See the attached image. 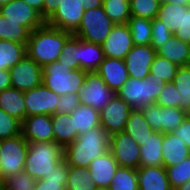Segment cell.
Returning <instances> with one entry per match:
<instances>
[{
    "instance_id": "9a60e30c",
    "label": "cell",
    "mask_w": 190,
    "mask_h": 190,
    "mask_svg": "<svg viewBox=\"0 0 190 190\" xmlns=\"http://www.w3.org/2000/svg\"><path fill=\"white\" fill-rule=\"evenodd\" d=\"M133 108L119 96H115L101 111L100 123L111 136L124 131L126 122Z\"/></svg>"
},
{
    "instance_id": "5bb4252c",
    "label": "cell",
    "mask_w": 190,
    "mask_h": 190,
    "mask_svg": "<svg viewBox=\"0 0 190 190\" xmlns=\"http://www.w3.org/2000/svg\"><path fill=\"white\" fill-rule=\"evenodd\" d=\"M0 14L7 20L26 27L30 32L46 23L40 13L30 7L24 0H12L0 6Z\"/></svg>"
},
{
    "instance_id": "52a82bcc",
    "label": "cell",
    "mask_w": 190,
    "mask_h": 190,
    "mask_svg": "<svg viewBox=\"0 0 190 190\" xmlns=\"http://www.w3.org/2000/svg\"><path fill=\"white\" fill-rule=\"evenodd\" d=\"M28 141L22 134L0 140V182L12 174L24 171Z\"/></svg>"
},
{
    "instance_id": "680465c9",
    "label": "cell",
    "mask_w": 190,
    "mask_h": 190,
    "mask_svg": "<svg viewBox=\"0 0 190 190\" xmlns=\"http://www.w3.org/2000/svg\"><path fill=\"white\" fill-rule=\"evenodd\" d=\"M12 0H0V6L11 2Z\"/></svg>"
},
{
    "instance_id": "7c38bea8",
    "label": "cell",
    "mask_w": 190,
    "mask_h": 190,
    "mask_svg": "<svg viewBox=\"0 0 190 190\" xmlns=\"http://www.w3.org/2000/svg\"><path fill=\"white\" fill-rule=\"evenodd\" d=\"M84 12V3L80 0H62L46 24L74 34L80 25Z\"/></svg>"
},
{
    "instance_id": "8d00e7d4",
    "label": "cell",
    "mask_w": 190,
    "mask_h": 190,
    "mask_svg": "<svg viewBox=\"0 0 190 190\" xmlns=\"http://www.w3.org/2000/svg\"><path fill=\"white\" fill-rule=\"evenodd\" d=\"M109 190H139L137 169L118 167Z\"/></svg>"
},
{
    "instance_id": "4dcf8cb0",
    "label": "cell",
    "mask_w": 190,
    "mask_h": 190,
    "mask_svg": "<svg viewBox=\"0 0 190 190\" xmlns=\"http://www.w3.org/2000/svg\"><path fill=\"white\" fill-rule=\"evenodd\" d=\"M74 119L75 128H77L78 135L87 132L89 129H94L101 125L100 112L93 109L91 106L80 105L71 113Z\"/></svg>"
},
{
    "instance_id": "e575fe53",
    "label": "cell",
    "mask_w": 190,
    "mask_h": 190,
    "mask_svg": "<svg viewBox=\"0 0 190 190\" xmlns=\"http://www.w3.org/2000/svg\"><path fill=\"white\" fill-rule=\"evenodd\" d=\"M88 168L68 166L66 190H95Z\"/></svg>"
},
{
    "instance_id": "7a4b0ae2",
    "label": "cell",
    "mask_w": 190,
    "mask_h": 190,
    "mask_svg": "<svg viewBox=\"0 0 190 190\" xmlns=\"http://www.w3.org/2000/svg\"><path fill=\"white\" fill-rule=\"evenodd\" d=\"M72 33L46 23L30 33L26 54L40 67L58 61L66 40Z\"/></svg>"
},
{
    "instance_id": "9c48e42d",
    "label": "cell",
    "mask_w": 190,
    "mask_h": 190,
    "mask_svg": "<svg viewBox=\"0 0 190 190\" xmlns=\"http://www.w3.org/2000/svg\"><path fill=\"white\" fill-rule=\"evenodd\" d=\"M141 111L151 128L162 133H172L188 115L181 108L161 107L156 104L143 107Z\"/></svg>"
},
{
    "instance_id": "60d3db41",
    "label": "cell",
    "mask_w": 190,
    "mask_h": 190,
    "mask_svg": "<svg viewBox=\"0 0 190 190\" xmlns=\"http://www.w3.org/2000/svg\"><path fill=\"white\" fill-rule=\"evenodd\" d=\"M36 180L25 171L12 174L0 182L3 190H33Z\"/></svg>"
},
{
    "instance_id": "7402d4cb",
    "label": "cell",
    "mask_w": 190,
    "mask_h": 190,
    "mask_svg": "<svg viewBox=\"0 0 190 190\" xmlns=\"http://www.w3.org/2000/svg\"><path fill=\"white\" fill-rule=\"evenodd\" d=\"M190 156V149L185 141L173 133H164L162 143L163 167H170L179 164Z\"/></svg>"
},
{
    "instance_id": "ba28073f",
    "label": "cell",
    "mask_w": 190,
    "mask_h": 190,
    "mask_svg": "<svg viewBox=\"0 0 190 190\" xmlns=\"http://www.w3.org/2000/svg\"><path fill=\"white\" fill-rule=\"evenodd\" d=\"M102 77L96 72H87L83 87L79 92L80 103L91 106L99 112L116 96Z\"/></svg>"
},
{
    "instance_id": "4fadbf2b",
    "label": "cell",
    "mask_w": 190,
    "mask_h": 190,
    "mask_svg": "<svg viewBox=\"0 0 190 190\" xmlns=\"http://www.w3.org/2000/svg\"><path fill=\"white\" fill-rule=\"evenodd\" d=\"M11 87L25 92L42 84V67L28 55L9 69Z\"/></svg>"
},
{
    "instance_id": "484cf974",
    "label": "cell",
    "mask_w": 190,
    "mask_h": 190,
    "mask_svg": "<svg viewBox=\"0 0 190 190\" xmlns=\"http://www.w3.org/2000/svg\"><path fill=\"white\" fill-rule=\"evenodd\" d=\"M0 108L21 123L26 118L24 93L16 88H7L0 92Z\"/></svg>"
},
{
    "instance_id": "9f6ffc18",
    "label": "cell",
    "mask_w": 190,
    "mask_h": 190,
    "mask_svg": "<svg viewBox=\"0 0 190 190\" xmlns=\"http://www.w3.org/2000/svg\"><path fill=\"white\" fill-rule=\"evenodd\" d=\"M174 190H190V180L184 183L183 185L175 188Z\"/></svg>"
},
{
    "instance_id": "f6af8a7d",
    "label": "cell",
    "mask_w": 190,
    "mask_h": 190,
    "mask_svg": "<svg viewBox=\"0 0 190 190\" xmlns=\"http://www.w3.org/2000/svg\"><path fill=\"white\" fill-rule=\"evenodd\" d=\"M180 93L176 89L173 82L165 83L164 88L159 93L155 102L156 105L161 107H177L180 108Z\"/></svg>"
},
{
    "instance_id": "ee69618b",
    "label": "cell",
    "mask_w": 190,
    "mask_h": 190,
    "mask_svg": "<svg viewBox=\"0 0 190 190\" xmlns=\"http://www.w3.org/2000/svg\"><path fill=\"white\" fill-rule=\"evenodd\" d=\"M22 123L11 117L0 108V140L16 137L21 134Z\"/></svg>"
},
{
    "instance_id": "c3c4849f",
    "label": "cell",
    "mask_w": 190,
    "mask_h": 190,
    "mask_svg": "<svg viewBox=\"0 0 190 190\" xmlns=\"http://www.w3.org/2000/svg\"><path fill=\"white\" fill-rule=\"evenodd\" d=\"M174 36L190 44V7L183 10L182 27L178 28Z\"/></svg>"
},
{
    "instance_id": "7bdbcfd3",
    "label": "cell",
    "mask_w": 190,
    "mask_h": 190,
    "mask_svg": "<svg viewBox=\"0 0 190 190\" xmlns=\"http://www.w3.org/2000/svg\"><path fill=\"white\" fill-rule=\"evenodd\" d=\"M160 4L156 0H131V16L152 20L157 17Z\"/></svg>"
},
{
    "instance_id": "74e56055",
    "label": "cell",
    "mask_w": 190,
    "mask_h": 190,
    "mask_svg": "<svg viewBox=\"0 0 190 190\" xmlns=\"http://www.w3.org/2000/svg\"><path fill=\"white\" fill-rule=\"evenodd\" d=\"M180 95V108L190 112V66H181L173 79Z\"/></svg>"
},
{
    "instance_id": "2e32d148",
    "label": "cell",
    "mask_w": 190,
    "mask_h": 190,
    "mask_svg": "<svg viewBox=\"0 0 190 190\" xmlns=\"http://www.w3.org/2000/svg\"><path fill=\"white\" fill-rule=\"evenodd\" d=\"M133 46L132 36L127 24H114L109 35L101 44L104 57L123 60Z\"/></svg>"
},
{
    "instance_id": "3957f363",
    "label": "cell",
    "mask_w": 190,
    "mask_h": 190,
    "mask_svg": "<svg viewBox=\"0 0 190 190\" xmlns=\"http://www.w3.org/2000/svg\"><path fill=\"white\" fill-rule=\"evenodd\" d=\"M63 159V147L54 141L28 142L24 171L35 180L44 179Z\"/></svg>"
},
{
    "instance_id": "4316f807",
    "label": "cell",
    "mask_w": 190,
    "mask_h": 190,
    "mask_svg": "<svg viewBox=\"0 0 190 190\" xmlns=\"http://www.w3.org/2000/svg\"><path fill=\"white\" fill-rule=\"evenodd\" d=\"M104 54L101 45L86 42L80 39L79 42V69L86 72H96L103 62Z\"/></svg>"
},
{
    "instance_id": "cb8c5ba5",
    "label": "cell",
    "mask_w": 190,
    "mask_h": 190,
    "mask_svg": "<svg viewBox=\"0 0 190 190\" xmlns=\"http://www.w3.org/2000/svg\"><path fill=\"white\" fill-rule=\"evenodd\" d=\"M54 142L63 148L77 139L78 131L75 128L71 114L56 113L51 115Z\"/></svg>"
},
{
    "instance_id": "8992f818",
    "label": "cell",
    "mask_w": 190,
    "mask_h": 190,
    "mask_svg": "<svg viewBox=\"0 0 190 190\" xmlns=\"http://www.w3.org/2000/svg\"><path fill=\"white\" fill-rule=\"evenodd\" d=\"M114 23L108 18L103 7L85 10L75 36L101 45L109 35Z\"/></svg>"
},
{
    "instance_id": "5b68a950",
    "label": "cell",
    "mask_w": 190,
    "mask_h": 190,
    "mask_svg": "<svg viewBox=\"0 0 190 190\" xmlns=\"http://www.w3.org/2000/svg\"><path fill=\"white\" fill-rule=\"evenodd\" d=\"M164 86L163 80L153 78L151 74L143 80L129 77L116 94L133 109H141L155 104Z\"/></svg>"
},
{
    "instance_id": "7dc6e473",
    "label": "cell",
    "mask_w": 190,
    "mask_h": 190,
    "mask_svg": "<svg viewBox=\"0 0 190 190\" xmlns=\"http://www.w3.org/2000/svg\"><path fill=\"white\" fill-rule=\"evenodd\" d=\"M80 105L79 94L61 95L58 103V113L71 114Z\"/></svg>"
},
{
    "instance_id": "bcb514c9",
    "label": "cell",
    "mask_w": 190,
    "mask_h": 190,
    "mask_svg": "<svg viewBox=\"0 0 190 190\" xmlns=\"http://www.w3.org/2000/svg\"><path fill=\"white\" fill-rule=\"evenodd\" d=\"M152 26V37H151V46L156 51L159 47L162 46L168 39H170L174 34L171 33L168 27L164 26L162 21L157 17L151 20Z\"/></svg>"
},
{
    "instance_id": "6da1fadb",
    "label": "cell",
    "mask_w": 190,
    "mask_h": 190,
    "mask_svg": "<svg viewBox=\"0 0 190 190\" xmlns=\"http://www.w3.org/2000/svg\"><path fill=\"white\" fill-rule=\"evenodd\" d=\"M110 137L101 125L89 129L63 148V158L68 166L88 168L92 160L109 150Z\"/></svg>"
},
{
    "instance_id": "277c9868",
    "label": "cell",
    "mask_w": 190,
    "mask_h": 190,
    "mask_svg": "<svg viewBox=\"0 0 190 190\" xmlns=\"http://www.w3.org/2000/svg\"><path fill=\"white\" fill-rule=\"evenodd\" d=\"M86 71L72 70L58 61L42 68V84L55 94H79L86 78Z\"/></svg>"
},
{
    "instance_id": "f546056e",
    "label": "cell",
    "mask_w": 190,
    "mask_h": 190,
    "mask_svg": "<svg viewBox=\"0 0 190 190\" xmlns=\"http://www.w3.org/2000/svg\"><path fill=\"white\" fill-rule=\"evenodd\" d=\"M68 165L63 159L44 179L36 180L33 190H66Z\"/></svg>"
},
{
    "instance_id": "836d02e7",
    "label": "cell",
    "mask_w": 190,
    "mask_h": 190,
    "mask_svg": "<svg viewBox=\"0 0 190 190\" xmlns=\"http://www.w3.org/2000/svg\"><path fill=\"white\" fill-rule=\"evenodd\" d=\"M102 7L114 24H127L131 18L129 0H103Z\"/></svg>"
},
{
    "instance_id": "816d5d0a",
    "label": "cell",
    "mask_w": 190,
    "mask_h": 190,
    "mask_svg": "<svg viewBox=\"0 0 190 190\" xmlns=\"http://www.w3.org/2000/svg\"><path fill=\"white\" fill-rule=\"evenodd\" d=\"M11 87L9 70H0V92Z\"/></svg>"
},
{
    "instance_id": "1f68e13d",
    "label": "cell",
    "mask_w": 190,
    "mask_h": 190,
    "mask_svg": "<svg viewBox=\"0 0 190 190\" xmlns=\"http://www.w3.org/2000/svg\"><path fill=\"white\" fill-rule=\"evenodd\" d=\"M187 6L176 5L173 3H165L160 5L157 18L162 21L164 26L168 27L171 33H175L178 28L182 27L183 10Z\"/></svg>"
},
{
    "instance_id": "6f0895ef",
    "label": "cell",
    "mask_w": 190,
    "mask_h": 190,
    "mask_svg": "<svg viewBox=\"0 0 190 190\" xmlns=\"http://www.w3.org/2000/svg\"><path fill=\"white\" fill-rule=\"evenodd\" d=\"M156 1H157L160 5L170 2V0H156Z\"/></svg>"
},
{
    "instance_id": "d4e9b609",
    "label": "cell",
    "mask_w": 190,
    "mask_h": 190,
    "mask_svg": "<svg viewBox=\"0 0 190 190\" xmlns=\"http://www.w3.org/2000/svg\"><path fill=\"white\" fill-rule=\"evenodd\" d=\"M162 132L154 131L147 140L140 145V167L163 166Z\"/></svg>"
},
{
    "instance_id": "681fc988",
    "label": "cell",
    "mask_w": 190,
    "mask_h": 190,
    "mask_svg": "<svg viewBox=\"0 0 190 190\" xmlns=\"http://www.w3.org/2000/svg\"><path fill=\"white\" fill-rule=\"evenodd\" d=\"M175 136L185 141V144L190 149V117L187 115L183 122L172 132Z\"/></svg>"
},
{
    "instance_id": "f35d334b",
    "label": "cell",
    "mask_w": 190,
    "mask_h": 190,
    "mask_svg": "<svg viewBox=\"0 0 190 190\" xmlns=\"http://www.w3.org/2000/svg\"><path fill=\"white\" fill-rule=\"evenodd\" d=\"M80 38L72 34L65 42L58 62L67 65L72 70L79 69Z\"/></svg>"
},
{
    "instance_id": "d590c367",
    "label": "cell",
    "mask_w": 190,
    "mask_h": 190,
    "mask_svg": "<svg viewBox=\"0 0 190 190\" xmlns=\"http://www.w3.org/2000/svg\"><path fill=\"white\" fill-rule=\"evenodd\" d=\"M30 33L26 27L13 23L0 14V40L27 43Z\"/></svg>"
},
{
    "instance_id": "d6a6232c",
    "label": "cell",
    "mask_w": 190,
    "mask_h": 190,
    "mask_svg": "<svg viewBox=\"0 0 190 190\" xmlns=\"http://www.w3.org/2000/svg\"><path fill=\"white\" fill-rule=\"evenodd\" d=\"M127 25L134 45H150L152 37L151 20L131 16Z\"/></svg>"
},
{
    "instance_id": "30bf717a",
    "label": "cell",
    "mask_w": 190,
    "mask_h": 190,
    "mask_svg": "<svg viewBox=\"0 0 190 190\" xmlns=\"http://www.w3.org/2000/svg\"><path fill=\"white\" fill-rule=\"evenodd\" d=\"M109 150L120 167H140V146L126 132L111 135Z\"/></svg>"
},
{
    "instance_id": "603a6c76",
    "label": "cell",
    "mask_w": 190,
    "mask_h": 190,
    "mask_svg": "<svg viewBox=\"0 0 190 190\" xmlns=\"http://www.w3.org/2000/svg\"><path fill=\"white\" fill-rule=\"evenodd\" d=\"M156 55L181 66H189L190 44L180 40L174 35L156 50Z\"/></svg>"
},
{
    "instance_id": "f907efd6",
    "label": "cell",
    "mask_w": 190,
    "mask_h": 190,
    "mask_svg": "<svg viewBox=\"0 0 190 190\" xmlns=\"http://www.w3.org/2000/svg\"><path fill=\"white\" fill-rule=\"evenodd\" d=\"M62 0H44L43 19L45 22L55 13Z\"/></svg>"
},
{
    "instance_id": "db71d44e",
    "label": "cell",
    "mask_w": 190,
    "mask_h": 190,
    "mask_svg": "<svg viewBox=\"0 0 190 190\" xmlns=\"http://www.w3.org/2000/svg\"><path fill=\"white\" fill-rule=\"evenodd\" d=\"M80 1L84 3L85 10L102 7L103 4V0H80Z\"/></svg>"
},
{
    "instance_id": "e0dca14e",
    "label": "cell",
    "mask_w": 190,
    "mask_h": 190,
    "mask_svg": "<svg viewBox=\"0 0 190 190\" xmlns=\"http://www.w3.org/2000/svg\"><path fill=\"white\" fill-rule=\"evenodd\" d=\"M155 56L156 51L151 45H134L124 59L129 77L145 79Z\"/></svg>"
},
{
    "instance_id": "ac0fdd59",
    "label": "cell",
    "mask_w": 190,
    "mask_h": 190,
    "mask_svg": "<svg viewBox=\"0 0 190 190\" xmlns=\"http://www.w3.org/2000/svg\"><path fill=\"white\" fill-rule=\"evenodd\" d=\"M21 134L28 142L54 141L51 116L40 114L26 117L21 125Z\"/></svg>"
},
{
    "instance_id": "11a10c76",
    "label": "cell",
    "mask_w": 190,
    "mask_h": 190,
    "mask_svg": "<svg viewBox=\"0 0 190 190\" xmlns=\"http://www.w3.org/2000/svg\"><path fill=\"white\" fill-rule=\"evenodd\" d=\"M169 3L190 7V0H170Z\"/></svg>"
},
{
    "instance_id": "f1b7e54d",
    "label": "cell",
    "mask_w": 190,
    "mask_h": 190,
    "mask_svg": "<svg viewBox=\"0 0 190 190\" xmlns=\"http://www.w3.org/2000/svg\"><path fill=\"white\" fill-rule=\"evenodd\" d=\"M27 43L0 40V70L14 67L26 54Z\"/></svg>"
},
{
    "instance_id": "91938a15",
    "label": "cell",
    "mask_w": 190,
    "mask_h": 190,
    "mask_svg": "<svg viewBox=\"0 0 190 190\" xmlns=\"http://www.w3.org/2000/svg\"><path fill=\"white\" fill-rule=\"evenodd\" d=\"M95 190H109L108 188H96Z\"/></svg>"
},
{
    "instance_id": "d6986e66",
    "label": "cell",
    "mask_w": 190,
    "mask_h": 190,
    "mask_svg": "<svg viewBox=\"0 0 190 190\" xmlns=\"http://www.w3.org/2000/svg\"><path fill=\"white\" fill-rule=\"evenodd\" d=\"M119 165L110 150L92 160L88 166L90 177L97 188H109Z\"/></svg>"
},
{
    "instance_id": "8fae6325",
    "label": "cell",
    "mask_w": 190,
    "mask_h": 190,
    "mask_svg": "<svg viewBox=\"0 0 190 190\" xmlns=\"http://www.w3.org/2000/svg\"><path fill=\"white\" fill-rule=\"evenodd\" d=\"M23 93L26 105V117L40 114L51 116L58 113L60 96L43 84Z\"/></svg>"
},
{
    "instance_id": "ab89813d",
    "label": "cell",
    "mask_w": 190,
    "mask_h": 190,
    "mask_svg": "<svg viewBox=\"0 0 190 190\" xmlns=\"http://www.w3.org/2000/svg\"><path fill=\"white\" fill-rule=\"evenodd\" d=\"M178 68V65L156 55L150 66V74L153 78H160L165 83L173 82Z\"/></svg>"
},
{
    "instance_id": "f5cc1de1",
    "label": "cell",
    "mask_w": 190,
    "mask_h": 190,
    "mask_svg": "<svg viewBox=\"0 0 190 190\" xmlns=\"http://www.w3.org/2000/svg\"><path fill=\"white\" fill-rule=\"evenodd\" d=\"M30 7L38 11L43 18V3L44 0H24Z\"/></svg>"
},
{
    "instance_id": "ffe728a7",
    "label": "cell",
    "mask_w": 190,
    "mask_h": 190,
    "mask_svg": "<svg viewBox=\"0 0 190 190\" xmlns=\"http://www.w3.org/2000/svg\"><path fill=\"white\" fill-rule=\"evenodd\" d=\"M96 73L99 74L107 86L116 93L129 78L128 70L123 59L104 57Z\"/></svg>"
},
{
    "instance_id": "44dd1931",
    "label": "cell",
    "mask_w": 190,
    "mask_h": 190,
    "mask_svg": "<svg viewBox=\"0 0 190 190\" xmlns=\"http://www.w3.org/2000/svg\"><path fill=\"white\" fill-rule=\"evenodd\" d=\"M137 175L139 190H173L163 166L139 167Z\"/></svg>"
},
{
    "instance_id": "b9f144b4",
    "label": "cell",
    "mask_w": 190,
    "mask_h": 190,
    "mask_svg": "<svg viewBox=\"0 0 190 190\" xmlns=\"http://www.w3.org/2000/svg\"><path fill=\"white\" fill-rule=\"evenodd\" d=\"M171 188L183 185L190 180V156L177 165L166 167Z\"/></svg>"
},
{
    "instance_id": "83f0119b",
    "label": "cell",
    "mask_w": 190,
    "mask_h": 190,
    "mask_svg": "<svg viewBox=\"0 0 190 190\" xmlns=\"http://www.w3.org/2000/svg\"><path fill=\"white\" fill-rule=\"evenodd\" d=\"M138 145H142L145 140L154 132L149 123L144 118L141 109H132L124 129Z\"/></svg>"
}]
</instances>
